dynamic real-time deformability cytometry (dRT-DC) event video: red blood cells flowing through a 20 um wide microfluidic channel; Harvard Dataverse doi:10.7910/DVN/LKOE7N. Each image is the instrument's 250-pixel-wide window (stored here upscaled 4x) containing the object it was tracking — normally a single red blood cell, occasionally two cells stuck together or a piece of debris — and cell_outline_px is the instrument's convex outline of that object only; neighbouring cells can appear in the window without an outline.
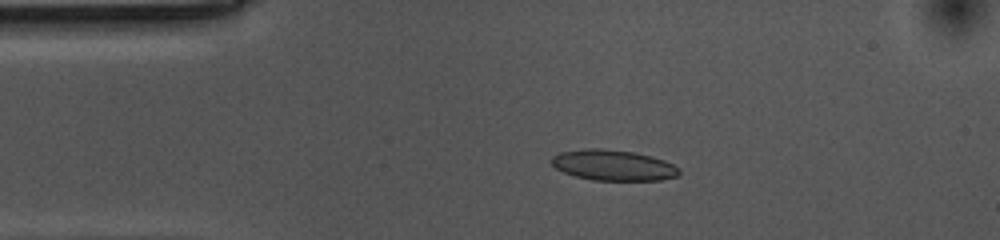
{"species": "common noctule bat (a hibernating species)", "species_latin": "Nyctalus noctula", "temperature_condition": "cold", "stored_images_in_passage": 45, "camera_frame_rate_fps": 3000, "um_per_image_px": 0.085, "animal": {"sex": "female", "body_mass_g": 10.0, "forearm_length_mm": 53.1}, "frame": {"image": 1, "passage_image": 9, "time_ms": 2.667, "image_size_px": [1000, 240], "cell_outline_px": [[680, 172], [676, 176], [660, 180], [592, 180], [576, 176], [564, 172], [556, 168], [548, 160], [552, 156], [560, 152], [584, 148], [600, 148], [636, 152], [652, 156], [664, 160], [680, 168]], "centroid_in_image_um": [52.1, 14.03], "position_along_channel_um": 32.9, "area_um2": 22.95}}
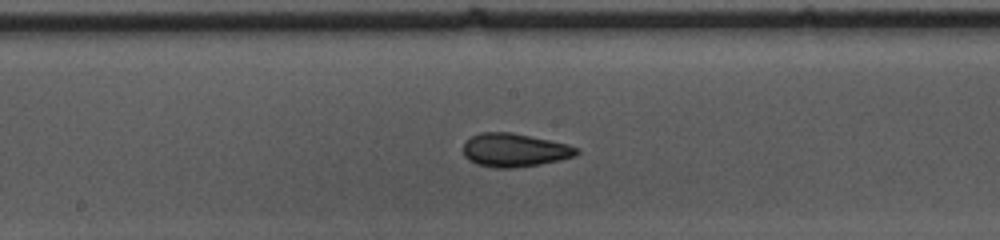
{"frame": {"image": 2, "passage_image": 26, "time_ms": 8.333, "image_size_px": [1000, 240], "cell_outline_px": [[580, 152], [576, 156], [560, 160], [540, 164], [516, 168], [496, 168], [476, 164], [468, 160], [464, 156], [464, 144], [472, 136], [480, 132], [512, 132], [568, 144], [580, 148]], "centroid_in_image_um": [43.76, 12.76], "position_along_channel_um": 204.4, "area_um2": 22.25}}
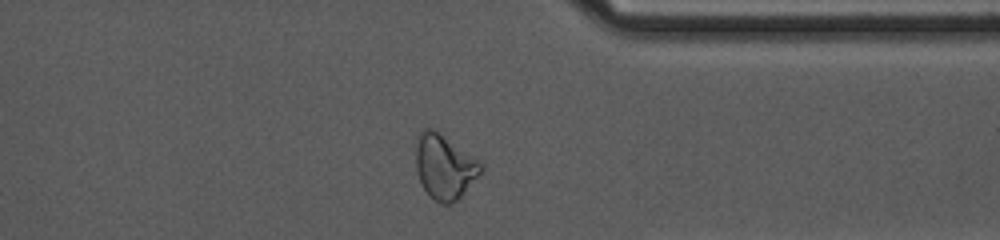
{"frame": {"image": 3, "passage_image": 41, "time_ms": 13.333, "image_size_px": [1000, 240], "cell_outline_px": [[484, 168], [460, 196], [456, 200], [448, 204], [440, 204], [424, 188], [420, 180], [416, 168], [416, 144], [420, 132], [424, 128], [432, 128], [440, 132], [476, 160]], "centroid_in_image_um": [37.74, 14.15], "position_along_channel_um": 373.7, "area_um2": 23.64}, "authors_computed_cell_mechanics": {"area_um2": 22.0218, "velocity_mm_per_s": 3.5292, "shape_relaxation_time_tau1_ms": 4.9239, "shape_relaxation_time_tau2_ms": 1.7893, "deformation_change_tau1": 0.1338, "deformation_change_tau2": 0.0748}}